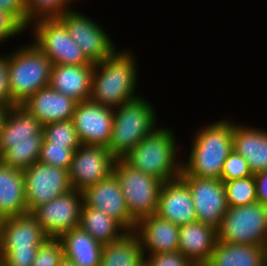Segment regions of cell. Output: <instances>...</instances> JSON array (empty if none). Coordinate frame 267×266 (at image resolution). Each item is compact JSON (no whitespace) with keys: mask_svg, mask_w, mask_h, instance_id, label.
<instances>
[{"mask_svg":"<svg viewBox=\"0 0 267 266\" xmlns=\"http://www.w3.org/2000/svg\"><path fill=\"white\" fill-rule=\"evenodd\" d=\"M147 266H195L179 250L169 253L147 255Z\"/></svg>","mask_w":267,"mask_h":266,"instance_id":"d590c367","label":"cell"},{"mask_svg":"<svg viewBox=\"0 0 267 266\" xmlns=\"http://www.w3.org/2000/svg\"><path fill=\"white\" fill-rule=\"evenodd\" d=\"M180 226L156 214L140 219L134 232L138 236L144 256L179 250Z\"/></svg>","mask_w":267,"mask_h":266,"instance_id":"d6986e66","label":"cell"},{"mask_svg":"<svg viewBox=\"0 0 267 266\" xmlns=\"http://www.w3.org/2000/svg\"><path fill=\"white\" fill-rule=\"evenodd\" d=\"M119 183L129 215L138 222L156 214L162 181L116 159L113 172Z\"/></svg>","mask_w":267,"mask_h":266,"instance_id":"52a82bcc","label":"cell"},{"mask_svg":"<svg viewBox=\"0 0 267 266\" xmlns=\"http://www.w3.org/2000/svg\"><path fill=\"white\" fill-rule=\"evenodd\" d=\"M50 59L31 41L9 52V80L13 106L21 105L39 89L49 86Z\"/></svg>","mask_w":267,"mask_h":266,"instance_id":"8992f818","label":"cell"},{"mask_svg":"<svg viewBox=\"0 0 267 266\" xmlns=\"http://www.w3.org/2000/svg\"><path fill=\"white\" fill-rule=\"evenodd\" d=\"M83 202L115 219L127 232L135 230L137 222L129 215L125 198L113 173L83 191Z\"/></svg>","mask_w":267,"mask_h":266,"instance_id":"2e32d148","label":"cell"},{"mask_svg":"<svg viewBox=\"0 0 267 266\" xmlns=\"http://www.w3.org/2000/svg\"><path fill=\"white\" fill-rule=\"evenodd\" d=\"M74 1L79 2V0H25L26 29L37 20L59 18L75 8L71 5Z\"/></svg>","mask_w":267,"mask_h":266,"instance_id":"f1b7e54d","label":"cell"},{"mask_svg":"<svg viewBox=\"0 0 267 266\" xmlns=\"http://www.w3.org/2000/svg\"><path fill=\"white\" fill-rule=\"evenodd\" d=\"M207 266H267L265 246L217 241Z\"/></svg>","mask_w":267,"mask_h":266,"instance_id":"484cf974","label":"cell"},{"mask_svg":"<svg viewBox=\"0 0 267 266\" xmlns=\"http://www.w3.org/2000/svg\"><path fill=\"white\" fill-rule=\"evenodd\" d=\"M147 99L140 95L113 109L112 135L107 148L116 159H123L158 127V112Z\"/></svg>","mask_w":267,"mask_h":266,"instance_id":"5b68a950","label":"cell"},{"mask_svg":"<svg viewBox=\"0 0 267 266\" xmlns=\"http://www.w3.org/2000/svg\"><path fill=\"white\" fill-rule=\"evenodd\" d=\"M177 139L172 127L159 128L158 126L151 134L143 138L123 160L134 169L156 177L163 183L174 180L182 172L183 160L179 153Z\"/></svg>","mask_w":267,"mask_h":266,"instance_id":"277c9868","label":"cell"},{"mask_svg":"<svg viewBox=\"0 0 267 266\" xmlns=\"http://www.w3.org/2000/svg\"><path fill=\"white\" fill-rule=\"evenodd\" d=\"M253 175L244 157L233 150L224 162L220 180L225 182Z\"/></svg>","mask_w":267,"mask_h":266,"instance_id":"836d02e7","label":"cell"},{"mask_svg":"<svg viewBox=\"0 0 267 266\" xmlns=\"http://www.w3.org/2000/svg\"><path fill=\"white\" fill-rule=\"evenodd\" d=\"M27 29L9 12L0 9V47L2 42L11 41L17 35H21Z\"/></svg>","mask_w":267,"mask_h":266,"instance_id":"e575fe53","label":"cell"},{"mask_svg":"<svg viewBox=\"0 0 267 266\" xmlns=\"http://www.w3.org/2000/svg\"><path fill=\"white\" fill-rule=\"evenodd\" d=\"M79 227L102 245L119 240L127 231L103 211L88 207L84 202L80 212Z\"/></svg>","mask_w":267,"mask_h":266,"instance_id":"83f0119b","label":"cell"},{"mask_svg":"<svg viewBox=\"0 0 267 266\" xmlns=\"http://www.w3.org/2000/svg\"><path fill=\"white\" fill-rule=\"evenodd\" d=\"M179 177L191 191L197 221L218 229L228 209L224 182L195 176Z\"/></svg>","mask_w":267,"mask_h":266,"instance_id":"5bb4252c","label":"cell"},{"mask_svg":"<svg viewBox=\"0 0 267 266\" xmlns=\"http://www.w3.org/2000/svg\"><path fill=\"white\" fill-rule=\"evenodd\" d=\"M44 139L51 145H81L72 120L42 126Z\"/></svg>","mask_w":267,"mask_h":266,"instance_id":"4dcf8cb0","label":"cell"},{"mask_svg":"<svg viewBox=\"0 0 267 266\" xmlns=\"http://www.w3.org/2000/svg\"><path fill=\"white\" fill-rule=\"evenodd\" d=\"M49 236L30 214L5 217L0 251H38Z\"/></svg>","mask_w":267,"mask_h":266,"instance_id":"e0dca14e","label":"cell"},{"mask_svg":"<svg viewBox=\"0 0 267 266\" xmlns=\"http://www.w3.org/2000/svg\"><path fill=\"white\" fill-rule=\"evenodd\" d=\"M10 108L11 107H9V106H5V105L0 104V132L3 129V125L5 122V119L8 115V112L10 111Z\"/></svg>","mask_w":267,"mask_h":266,"instance_id":"60d3db41","label":"cell"},{"mask_svg":"<svg viewBox=\"0 0 267 266\" xmlns=\"http://www.w3.org/2000/svg\"><path fill=\"white\" fill-rule=\"evenodd\" d=\"M94 63L53 65L49 86L77 103L90 99Z\"/></svg>","mask_w":267,"mask_h":266,"instance_id":"44dd1931","label":"cell"},{"mask_svg":"<svg viewBox=\"0 0 267 266\" xmlns=\"http://www.w3.org/2000/svg\"><path fill=\"white\" fill-rule=\"evenodd\" d=\"M60 266H77V265H75L73 262H71L70 260H67V259H63L62 261H61V264H60Z\"/></svg>","mask_w":267,"mask_h":266,"instance_id":"b9f144b4","label":"cell"},{"mask_svg":"<svg viewBox=\"0 0 267 266\" xmlns=\"http://www.w3.org/2000/svg\"><path fill=\"white\" fill-rule=\"evenodd\" d=\"M218 241L217 229L200 221L180 226L179 251L195 266L207 264Z\"/></svg>","mask_w":267,"mask_h":266,"instance_id":"603a6c76","label":"cell"},{"mask_svg":"<svg viewBox=\"0 0 267 266\" xmlns=\"http://www.w3.org/2000/svg\"><path fill=\"white\" fill-rule=\"evenodd\" d=\"M0 9L12 14L26 28L25 0H0Z\"/></svg>","mask_w":267,"mask_h":266,"instance_id":"f35d334b","label":"cell"},{"mask_svg":"<svg viewBox=\"0 0 267 266\" xmlns=\"http://www.w3.org/2000/svg\"><path fill=\"white\" fill-rule=\"evenodd\" d=\"M130 49H117L105 60L94 63L90 100L116 108L139 97V69L136 55Z\"/></svg>","mask_w":267,"mask_h":266,"instance_id":"6da1fadb","label":"cell"},{"mask_svg":"<svg viewBox=\"0 0 267 266\" xmlns=\"http://www.w3.org/2000/svg\"><path fill=\"white\" fill-rule=\"evenodd\" d=\"M28 213L23 171L0 161V214L5 217Z\"/></svg>","mask_w":267,"mask_h":266,"instance_id":"cb8c5ba5","label":"cell"},{"mask_svg":"<svg viewBox=\"0 0 267 266\" xmlns=\"http://www.w3.org/2000/svg\"><path fill=\"white\" fill-rule=\"evenodd\" d=\"M37 251H0V266H32Z\"/></svg>","mask_w":267,"mask_h":266,"instance_id":"74e56055","label":"cell"},{"mask_svg":"<svg viewBox=\"0 0 267 266\" xmlns=\"http://www.w3.org/2000/svg\"><path fill=\"white\" fill-rule=\"evenodd\" d=\"M224 188L228 207H238L258 202L255 175L225 181Z\"/></svg>","mask_w":267,"mask_h":266,"instance_id":"f546056e","label":"cell"},{"mask_svg":"<svg viewBox=\"0 0 267 266\" xmlns=\"http://www.w3.org/2000/svg\"><path fill=\"white\" fill-rule=\"evenodd\" d=\"M23 174L28 213L72 189L66 169L37 161Z\"/></svg>","mask_w":267,"mask_h":266,"instance_id":"4fadbf2b","label":"cell"},{"mask_svg":"<svg viewBox=\"0 0 267 266\" xmlns=\"http://www.w3.org/2000/svg\"><path fill=\"white\" fill-rule=\"evenodd\" d=\"M233 150L244 157L254 175L267 170V129L233 120Z\"/></svg>","mask_w":267,"mask_h":266,"instance_id":"7402d4cb","label":"cell"},{"mask_svg":"<svg viewBox=\"0 0 267 266\" xmlns=\"http://www.w3.org/2000/svg\"><path fill=\"white\" fill-rule=\"evenodd\" d=\"M156 215L178 226L197 221L191 191L180 177L162 183Z\"/></svg>","mask_w":267,"mask_h":266,"instance_id":"ac0fdd59","label":"cell"},{"mask_svg":"<svg viewBox=\"0 0 267 266\" xmlns=\"http://www.w3.org/2000/svg\"><path fill=\"white\" fill-rule=\"evenodd\" d=\"M77 102L50 86L39 89L21 104L42 126L52 122L72 120Z\"/></svg>","mask_w":267,"mask_h":266,"instance_id":"ffe728a7","label":"cell"},{"mask_svg":"<svg viewBox=\"0 0 267 266\" xmlns=\"http://www.w3.org/2000/svg\"><path fill=\"white\" fill-rule=\"evenodd\" d=\"M218 120L196 130L179 176L221 178L224 162L233 151V118Z\"/></svg>","mask_w":267,"mask_h":266,"instance_id":"7a4b0ae2","label":"cell"},{"mask_svg":"<svg viewBox=\"0 0 267 266\" xmlns=\"http://www.w3.org/2000/svg\"><path fill=\"white\" fill-rule=\"evenodd\" d=\"M31 41L53 65H84L92 63L72 39L58 18L40 19L29 26ZM34 37V38H33Z\"/></svg>","mask_w":267,"mask_h":266,"instance_id":"9c48e42d","label":"cell"},{"mask_svg":"<svg viewBox=\"0 0 267 266\" xmlns=\"http://www.w3.org/2000/svg\"><path fill=\"white\" fill-rule=\"evenodd\" d=\"M58 19L92 63L105 60L118 49L108 31L84 12L74 8Z\"/></svg>","mask_w":267,"mask_h":266,"instance_id":"30bf717a","label":"cell"},{"mask_svg":"<svg viewBox=\"0 0 267 266\" xmlns=\"http://www.w3.org/2000/svg\"><path fill=\"white\" fill-rule=\"evenodd\" d=\"M0 104L13 106L9 80V52L0 54Z\"/></svg>","mask_w":267,"mask_h":266,"instance_id":"8d00e7d4","label":"cell"},{"mask_svg":"<svg viewBox=\"0 0 267 266\" xmlns=\"http://www.w3.org/2000/svg\"><path fill=\"white\" fill-rule=\"evenodd\" d=\"M258 202L267 206V170L255 175Z\"/></svg>","mask_w":267,"mask_h":266,"instance_id":"ab89813d","label":"cell"},{"mask_svg":"<svg viewBox=\"0 0 267 266\" xmlns=\"http://www.w3.org/2000/svg\"><path fill=\"white\" fill-rule=\"evenodd\" d=\"M114 120L113 108L92 100L76 104L72 121L81 144L108 147Z\"/></svg>","mask_w":267,"mask_h":266,"instance_id":"9a60e30c","label":"cell"},{"mask_svg":"<svg viewBox=\"0 0 267 266\" xmlns=\"http://www.w3.org/2000/svg\"><path fill=\"white\" fill-rule=\"evenodd\" d=\"M64 258L77 266H100L103 245L80 227L73 228L58 238Z\"/></svg>","mask_w":267,"mask_h":266,"instance_id":"d4e9b609","label":"cell"},{"mask_svg":"<svg viewBox=\"0 0 267 266\" xmlns=\"http://www.w3.org/2000/svg\"><path fill=\"white\" fill-rule=\"evenodd\" d=\"M43 140L39 120L21 105L12 106L0 132V161L26 170L39 160Z\"/></svg>","mask_w":267,"mask_h":266,"instance_id":"3957f363","label":"cell"},{"mask_svg":"<svg viewBox=\"0 0 267 266\" xmlns=\"http://www.w3.org/2000/svg\"><path fill=\"white\" fill-rule=\"evenodd\" d=\"M145 256L140 240L129 231L119 240L103 245L100 266H143Z\"/></svg>","mask_w":267,"mask_h":266,"instance_id":"4316f807","label":"cell"},{"mask_svg":"<svg viewBox=\"0 0 267 266\" xmlns=\"http://www.w3.org/2000/svg\"><path fill=\"white\" fill-rule=\"evenodd\" d=\"M64 252L58 238H48L39 246L32 266H60Z\"/></svg>","mask_w":267,"mask_h":266,"instance_id":"d6a6232c","label":"cell"},{"mask_svg":"<svg viewBox=\"0 0 267 266\" xmlns=\"http://www.w3.org/2000/svg\"><path fill=\"white\" fill-rule=\"evenodd\" d=\"M80 145H51L43 140L39 162L69 170L74 151Z\"/></svg>","mask_w":267,"mask_h":266,"instance_id":"1f68e13d","label":"cell"},{"mask_svg":"<svg viewBox=\"0 0 267 266\" xmlns=\"http://www.w3.org/2000/svg\"><path fill=\"white\" fill-rule=\"evenodd\" d=\"M3 221H4V217L0 214V238H1V232H2Z\"/></svg>","mask_w":267,"mask_h":266,"instance_id":"7bdbcfd3","label":"cell"},{"mask_svg":"<svg viewBox=\"0 0 267 266\" xmlns=\"http://www.w3.org/2000/svg\"><path fill=\"white\" fill-rule=\"evenodd\" d=\"M115 161L107 147L81 144L68 170L72 189L83 192L105 179L113 172Z\"/></svg>","mask_w":267,"mask_h":266,"instance_id":"7c38bea8","label":"cell"},{"mask_svg":"<svg viewBox=\"0 0 267 266\" xmlns=\"http://www.w3.org/2000/svg\"><path fill=\"white\" fill-rule=\"evenodd\" d=\"M82 204L83 192L71 189L34 208L30 214L49 238H59L71 229L79 227Z\"/></svg>","mask_w":267,"mask_h":266,"instance_id":"8fae6325","label":"cell"},{"mask_svg":"<svg viewBox=\"0 0 267 266\" xmlns=\"http://www.w3.org/2000/svg\"><path fill=\"white\" fill-rule=\"evenodd\" d=\"M218 240L255 246L267 244V206L261 202L228 207L217 229Z\"/></svg>","mask_w":267,"mask_h":266,"instance_id":"ba28073f","label":"cell"}]
</instances>
